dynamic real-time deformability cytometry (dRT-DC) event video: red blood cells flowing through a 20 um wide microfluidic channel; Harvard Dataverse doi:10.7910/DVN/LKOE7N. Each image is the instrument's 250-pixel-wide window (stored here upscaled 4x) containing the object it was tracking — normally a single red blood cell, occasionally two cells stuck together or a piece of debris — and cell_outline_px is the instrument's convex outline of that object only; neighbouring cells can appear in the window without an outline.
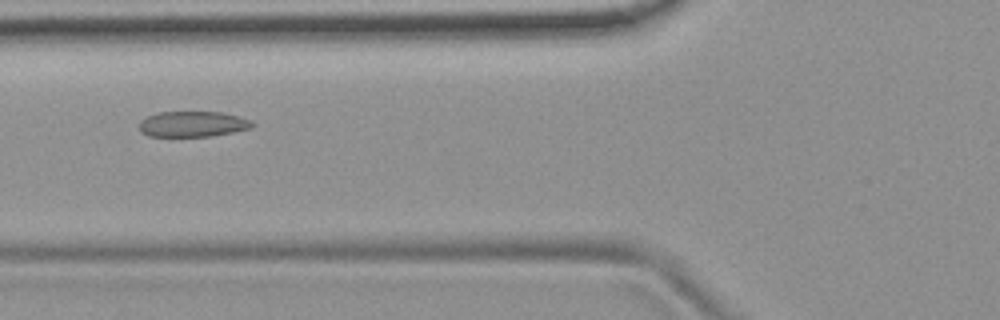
{"species": "common noctule bat (a hibernating species)", "species_latin": "Nyctalus noctula", "temperature_condition": "room temperature", "stored_images_in_passage": 40, "camera_frame_rate_fps": 3000, "um_per_image_px": 0.085, "animal": {"sex": "female", "body_mass_g": 19.9}, "frame": {"image": 1, "passage_image": 7, "time_ms": 2.0, "image_size_px": [1000, 320], "cell_outline_px": [[256, 124], [252, 128], [212, 136], [148, 136], [140, 132], [140, 120], [148, 116], [160, 112], [220, 112], [240, 116], [252, 120]], "centroid_in_image_um": [16.42, 10.54], "position_along_channel_um": 109.4, "area_um2": 16.94}, "authors_computed_cell_mechanics": {"area_um2": 17.4267, "velocity_mm_per_s": 3.7145, "shape_relaxation_time_tau1_ms": null, "shape_relaxation_time_tau2_ms": 1.9527, "deformation_change_tau1": null, "deformation_change_tau2": 0.0812}}